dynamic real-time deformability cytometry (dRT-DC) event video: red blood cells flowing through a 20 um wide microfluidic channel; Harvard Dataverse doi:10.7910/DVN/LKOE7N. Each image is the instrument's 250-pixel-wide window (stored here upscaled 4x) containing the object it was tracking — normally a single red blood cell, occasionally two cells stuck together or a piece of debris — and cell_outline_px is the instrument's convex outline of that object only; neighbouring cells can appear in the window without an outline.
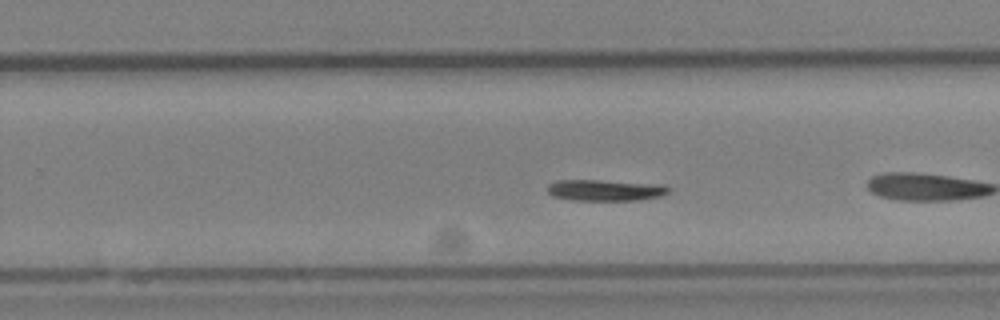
{"species": "Egyptian fruit bat (a non-hibernating species)", "species_latin": "Rousettus aegyptiacus", "temperature_condition": "cold", "stored_images_in_passage": 35, "camera_frame_rate_fps": 3000, "um_per_image_px": 0.085, "animal": {"sex": "female"}, "frame": {"image": 1, "passage_image": 16, "time_ms": 5.0, "image_size_px": [1000, 320], "cell_outline_px": [[672, 188], [668, 192], [660, 196], [640, 200], [572, 200], [552, 196], [548, 192], [548, 184], [556, 180], [600, 180], [664, 184]], "centroid_in_image_um": [51.47, 16.16], "position_along_channel_um": 278.3, "area_um2": 15.14}}